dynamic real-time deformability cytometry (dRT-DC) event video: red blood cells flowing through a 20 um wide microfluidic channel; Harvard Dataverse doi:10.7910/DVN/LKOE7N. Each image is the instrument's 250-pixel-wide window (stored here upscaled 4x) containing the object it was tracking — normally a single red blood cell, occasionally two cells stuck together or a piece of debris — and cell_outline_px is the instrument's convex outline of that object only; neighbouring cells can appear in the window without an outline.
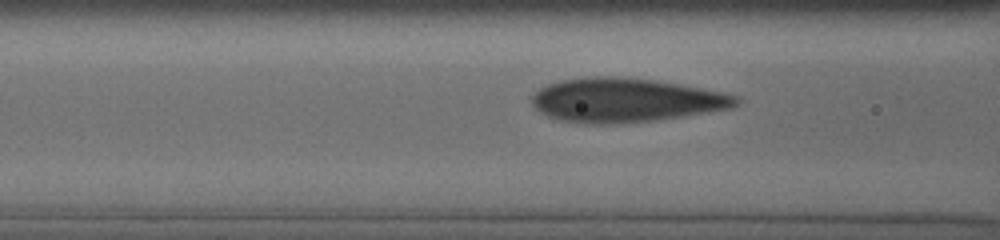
{"species": "human", "species_latin": "Homo sapiens", "temperature_condition": "cold", "stored_images_in_passage": 53, "camera_frame_rate_fps": 3000, "um_per_image_px": 0.085, "donor": {"sex": "male"}, "frame": {"image": 1, "passage_image": 16, "time_ms": 3.333, "image_size_px": [1000, 240], "cell_outline_px": [[740, 104], [732, 108], [656, 120], [612, 124], [584, 124], [560, 120], [548, 116], [536, 108], [532, 104], [532, 96], [540, 88], [548, 84], [560, 80], [588, 76], [620, 76], [656, 80], [680, 84], [724, 92], [740, 96]], "centroid_in_image_um": [53.2, 8.5], "position_along_channel_um": 113.4, "area_um2": 52.66}}
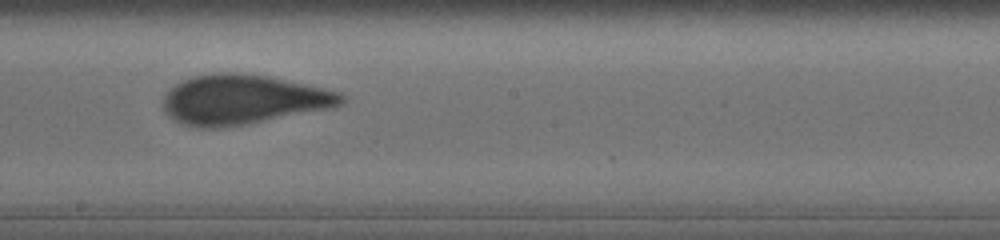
{"frame": {"image": 2, "passage_image": 30, "time_ms": 6.333, "image_size_px": [1000, 240], "cell_outline_px": [[348, 100], [332, 108], [224, 128], [200, 128], [184, 124], [168, 116], [164, 112], [164, 96], [168, 88], [184, 80], [196, 76], [216, 72], [236, 72], [268, 76], [324, 88], [340, 92], [348, 96]], "centroid_in_image_um": [20.67, 8.46], "position_along_channel_um": 227.5, "area_um2": 51.67}}
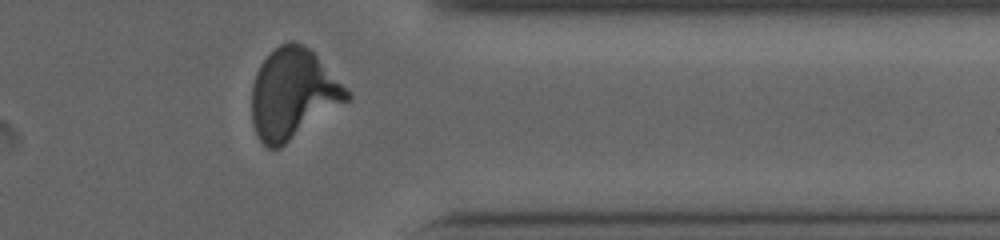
{"frame": {"image": 3, "passage_image": 48, "time_ms": 10.667, "image_size_px": [1000, 240], "cell_outline_px": [[352, 96], [348, 100], [280, 148], [268, 148], [260, 140], [252, 124], [252, 84], [256, 72], [260, 64], [280, 44], [292, 40], [304, 44], [316, 56]], "centroid_in_image_um": [24.86, 7.99], "position_along_channel_um": 386.5, "area_um2": 49.13}}